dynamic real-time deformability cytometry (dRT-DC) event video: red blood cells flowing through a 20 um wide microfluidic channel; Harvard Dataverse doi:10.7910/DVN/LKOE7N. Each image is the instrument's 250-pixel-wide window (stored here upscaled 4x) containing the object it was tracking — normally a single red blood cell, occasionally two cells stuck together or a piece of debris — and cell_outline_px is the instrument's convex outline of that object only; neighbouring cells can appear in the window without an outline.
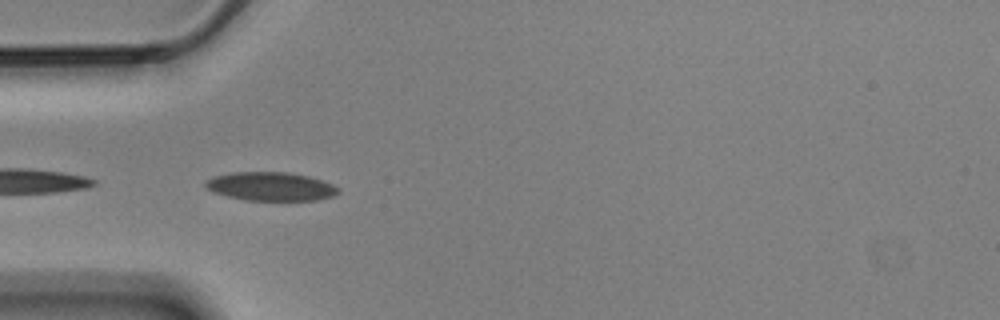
{"species": "Egyptian fruit bat (a non-hibernating species)", "species_latin": "Rousettus aegyptiacus", "temperature_condition": "cold", "stored_images_in_passage": 9, "camera_frame_rate_fps": 3000, "um_per_image_px": 0.085, "animal": {"sex": "male"}, "frame": {"image": 1, "passage_image": 1, "time_ms": 0.0, "image_size_px": [1000, 320], "cell_outline_px": [[340, 192], [332, 196], [316, 200], [244, 200], [212, 192], [204, 184], [208, 180], [216, 176], [232, 172], [288, 172], [308, 176], [332, 184], [340, 188]], "centroid_in_image_um": [23.03, 15.85], "position_along_channel_um": 62.0, "area_um2": 21.96}}